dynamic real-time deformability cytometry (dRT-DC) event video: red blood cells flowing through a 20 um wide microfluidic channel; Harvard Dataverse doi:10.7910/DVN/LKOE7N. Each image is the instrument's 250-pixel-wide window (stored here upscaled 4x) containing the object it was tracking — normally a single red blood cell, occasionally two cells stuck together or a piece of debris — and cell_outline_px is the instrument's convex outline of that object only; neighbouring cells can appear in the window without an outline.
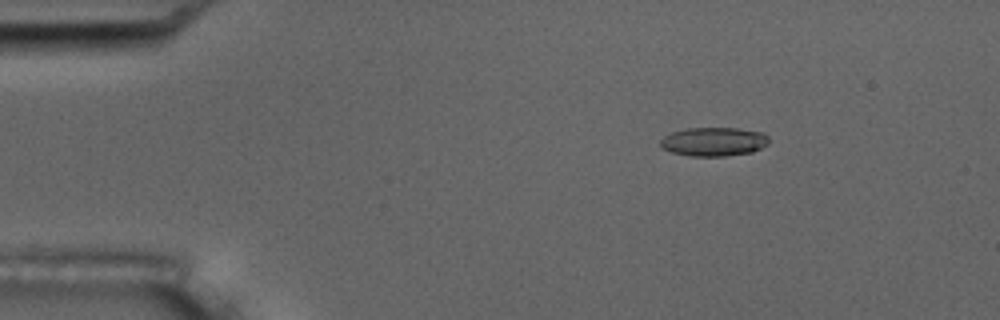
{"species": "common noctule bat (a hibernating species)", "species_latin": "Nyctalus noctula", "temperature_condition": "room temperature", "stored_images_in_passage": 6, "camera_frame_rate_fps": 3000, "um_per_image_px": 0.085, "animal": {"sex": "male", "body_mass_g": 17.5, "forearm_length_mm": 52.3}, "frame": {"image": 1, "passage_image": 3, "time_ms": 2.667, "image_size_px": [1000, 320], "cell_outline_px": [[768, 144], [752, 152], [724, 156], [692, 156], [672, 152], [660, 148], [660, 140], [664, 136], [672, 132], [688, 128], [736, 128], [764, 132], [768, 136]], "centroid_in_image_um": [60.66, 12.04], "position_along_channel_um": 24.3, "area_um2": 18.26}}
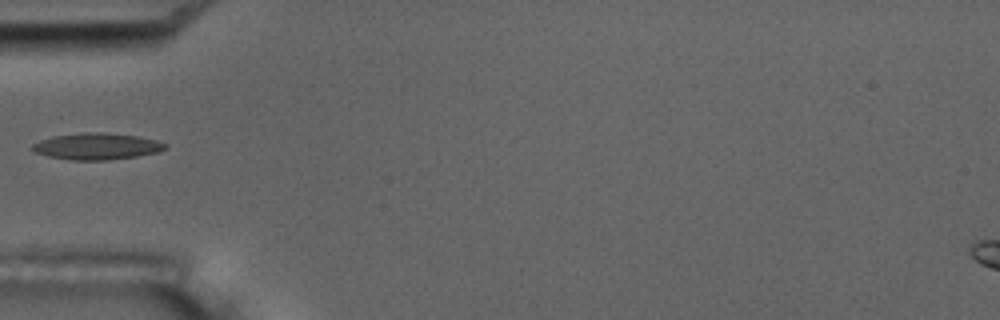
{"frame": {"image": 2, "passage_image": 6, "time_ms": 6.0, "image_size_px": [1000, 320], "cell_outline_px": [[168, 144], [160, 152], [136, 156], [108, 160], [72, 160], [48, 156], [36, 152], [32, 148], [32, 144], [40, 140], [52, 136], [80, 132], [100, 132], [140, 136], [156, 140]], "centroid_in_image_um": [8.24, 12.43], "position_along_channel_um": 76.8, "area_um2": 20.58}}